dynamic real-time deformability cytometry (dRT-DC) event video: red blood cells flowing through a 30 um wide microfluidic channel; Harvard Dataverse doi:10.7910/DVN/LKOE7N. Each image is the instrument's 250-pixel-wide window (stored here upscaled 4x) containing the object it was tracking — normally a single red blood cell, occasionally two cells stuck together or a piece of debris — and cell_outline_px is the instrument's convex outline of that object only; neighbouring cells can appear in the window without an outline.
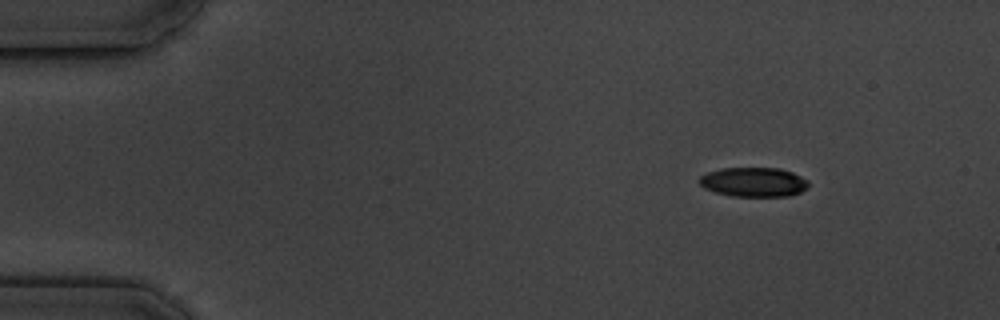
{"species": "common noctule bat (a hibernating species)", "species_latin": "Nyctalus noctula", "temperature_condition": "cold", "stored_images_in_passage": 4, "camera_frame_rate_fps": 3000, "um_per_image_px": 0.085, "animal": {"sex": "male", "body_mass_g": 19.5, "forearm_length_mm": 54.6}, "frame": {"image": 1, "passage_image": 1, "time_ms": 0.0, "image_size_px": [1000, 320], "cell_outline_px": [[808, 184], [800, 192], [788, 196], [732, 196], [716, 192], [704, 188], [696, 180], [700, 176], [708, 172], [720, 168], [780, 168], [792, 172], [808, 180]], "centroid_in_image_um": [64.02, 15.47], "position_along_channel_um": 21.0, "area_um2": 18.67}}
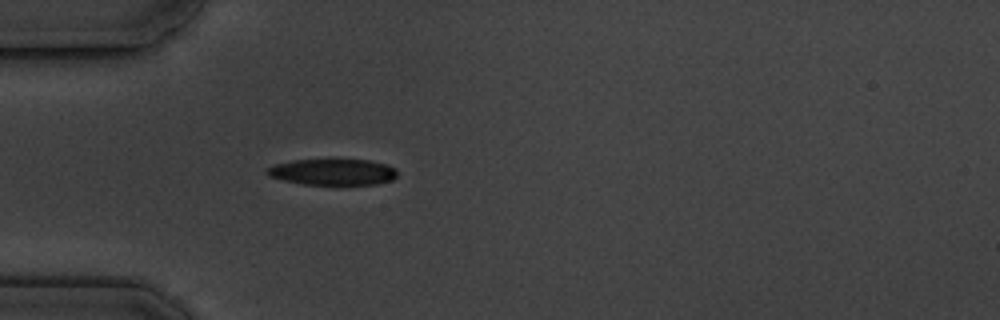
{"frame": {"image": 2, "passage_image": 4, "time_ms": 3.333, "image_size_px": [1000, 320], "cell_outline_px": [[396, 176], [392, 180], [376, 184], [304, 184], [284, 180], [268, 176], [264, 172], [268, 168], [276, 164], [292, 160], [332, 156], [368, 160], [388, 164], [396, 168]], "centroid_in_image_um": [28.29, 14.55], "position_along_channel_um": 56.7, "area_um2": 20.81}}